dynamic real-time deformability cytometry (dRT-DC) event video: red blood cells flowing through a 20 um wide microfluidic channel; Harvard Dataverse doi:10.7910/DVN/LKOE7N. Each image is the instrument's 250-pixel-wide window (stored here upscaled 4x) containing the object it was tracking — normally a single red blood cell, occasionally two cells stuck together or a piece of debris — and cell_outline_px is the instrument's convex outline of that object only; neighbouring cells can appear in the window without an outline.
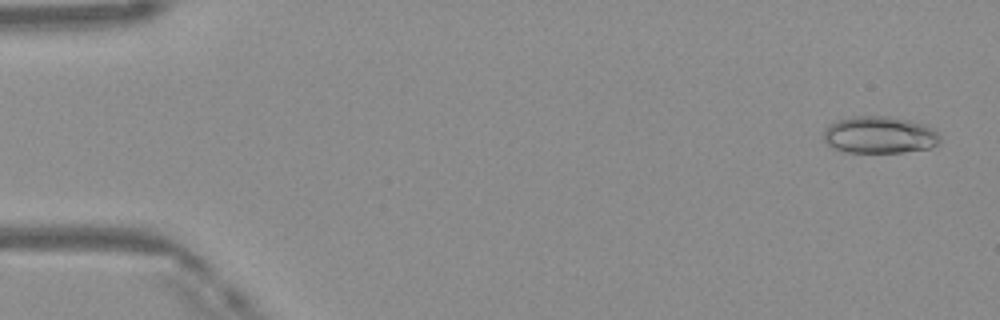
{"species": "Egyptian fruit bat (a non-hibernating species)", "species_latin": "Rousettus aegyptiacus", "temperature_condition": "warm", "stored_images_in_passage": 49, "camera_frame_rate_fps": 3000, "um_per_image_px": 0.085, "frame": {"image": 1, "passage_image": 2, "time_ms": 0.333, "image_size_px": [1000, 320], "cell_outline_px": [[940, 140], [936, 144], [928, 148], [900, 152], [844, 152], [832, 148], [824, 140], [824, 132], [828, 124], [852, 116], [888, 116], [908, 120], [924, 124], [932, 128], [940, 136]], "centroid_in_image_um": [74.73, 11.46], "position_along_channel_um": 10.3, "area_um2": 24.97}}
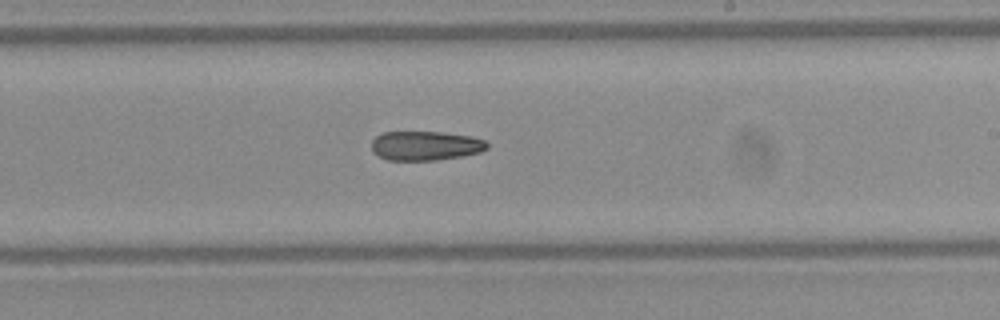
{"frame": {"image": 2, "passage_image": 29, "time_ms": 9.333, "image_size_px": [1000, 320], "cell_outline_px": [[488, 148], [480, 152], [460, 156], [436, 160], [388, 160], [372, 152], [372, 140], [376, 136], [384, 132], [440, 132], [472, 136], [484, 140], [488, 144]], "centroid_in_image_um": [36.16, 12.38], "position_along_channel_um": 252.8, "area_um2": 19.65}}
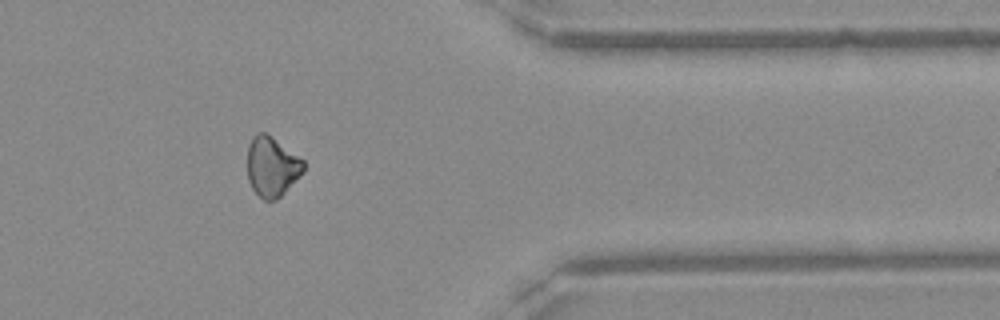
{"frame": {"image": 3, "passage_image": 40, "time_ms": 13.0, "image_size_px": [1000, 320], "cell_outline_px": [[304, 172], [276, 200], [264, 200], [252, 188], [248, 180], [248, 144], [252, 136], [256, 132], [264, 132], [272, 136], [304, 160]], "centroid_in_image_um": [23.11, 14.13], "position_along_channel_um": 388.3, "area_um2": 19.59}}